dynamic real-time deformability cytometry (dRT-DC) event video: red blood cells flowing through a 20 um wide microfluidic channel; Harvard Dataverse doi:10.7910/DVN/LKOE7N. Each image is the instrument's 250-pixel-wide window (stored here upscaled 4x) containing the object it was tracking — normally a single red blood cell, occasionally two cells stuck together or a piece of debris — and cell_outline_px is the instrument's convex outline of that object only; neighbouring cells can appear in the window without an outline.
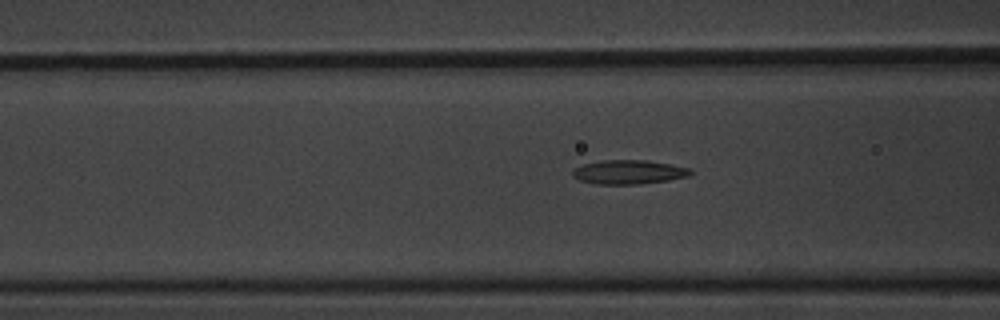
{"species": "common noctule bat (a hibernating species)", "species_latin": "Nyctalus noctula", "temperature_condition": "warm", "stored_images_in_passage": 48, "camera_frame_rate_fps": 3000, "um_per_image_px": 0.085, "animal": {"sex": "male", "body_mass_g": 20.1, "forearm_length_mm": 53.5}, "frame": {"image": 1, "passage_image": 23, "time_ms": 7.333, "image_size_px": [1000, 320], "cell_outline_px": [[692, 172], [688, 176], [668, 180], [640, 184], [596, 184], [580, 180], [572, 176], [572, 172], [576, 168], [584, 164], [600, 160], [648, 160], [672, 164], [688, 168]], "centroid_in_image_um": [53.44, 14.62], "position_along_channel_um": 113.2, "area_um2": 16.47}}
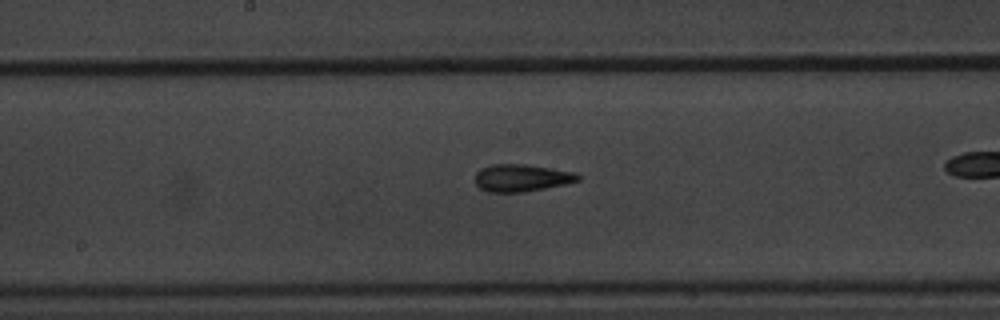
{"frame": {"image": 2, "passage_image": 31, "time_ms": 10.0, "image_size_px": [1000, 320], "cell_outline_px": [[580, 180], [564, 184], [524, 192], [488, 192], [480, 188], [476, 184], [476, 172], [480, 168], [492, 164], [528, 164], [576, 172], [580, 176]], "centroid_in_image_um": [44.33, 15.11], "position_along_channel_um": 203.9, "area_um2": 16.42}}
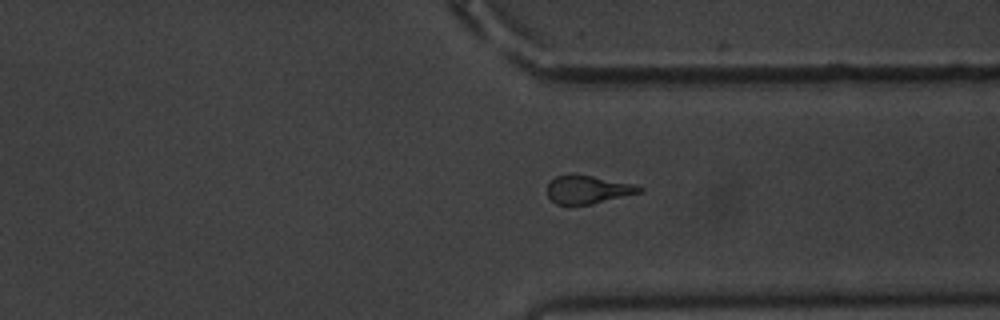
{"frame": {"image": 3, "passage_image": 45, "time_ms": 14.667, "image_size_px": [1000, 320], "cell_outline_px": [[644, 192], [592, 204], [568, 208], [556, 204], [548, 196], [548, 180], [556, 176], [572, 172], [592, 176], [628, 184], [644, 188]], "centroid_in_image_um": [49.87, 16.14], "position_along_channel_um": 361.5, "area_um2": 15.66}}